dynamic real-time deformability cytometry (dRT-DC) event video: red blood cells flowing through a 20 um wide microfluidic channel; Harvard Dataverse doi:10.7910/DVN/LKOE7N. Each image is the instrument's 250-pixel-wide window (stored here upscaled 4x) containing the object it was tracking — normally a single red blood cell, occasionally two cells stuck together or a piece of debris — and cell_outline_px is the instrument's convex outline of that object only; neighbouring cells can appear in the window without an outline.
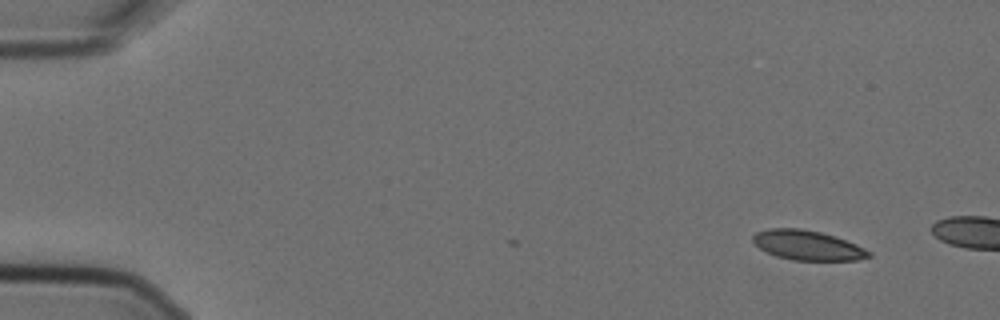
{"species": "Egyptian fruit bat (a non-hibernating species)", "species_latin": "Rousettus aegyptiacus", "temperature_condition": "cold", "stored_images_in_passage": 3, "camera_frame_rate_fps": 3000, "um_per_image_px": 0.085, "animal": {"sex": "female"}, "frame": {"image": 1, "passage_image": 3, "time_ms": 0.667, "image_size_px": [1000, 320], "cell_outline_px": [[872, 256], [856, 260], [792, 260], [776, 256], [760, 248], [752, 240], [752, 236], [756, 232], [768, 228], [800, 228], [820, 232], [836, 236], [856, 244], [872, 252]], "centroid_in_image_um": [68.65, 20.84], "position_along_channel_um": 16.3, "area_um2": 20.06}}